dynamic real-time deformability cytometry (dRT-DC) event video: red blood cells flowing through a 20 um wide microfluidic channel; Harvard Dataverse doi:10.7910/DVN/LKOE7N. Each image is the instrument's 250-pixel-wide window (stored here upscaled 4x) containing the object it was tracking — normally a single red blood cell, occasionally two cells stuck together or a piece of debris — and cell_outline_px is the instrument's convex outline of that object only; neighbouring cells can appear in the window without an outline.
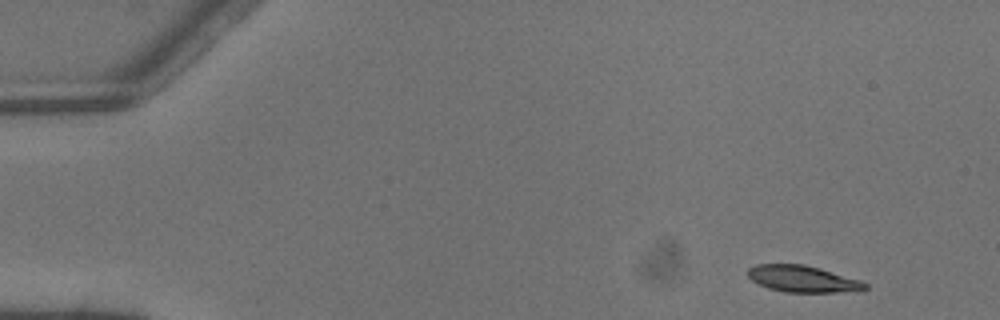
{"species": "common noctule bat (a hibernating species)", "species_latin": "Nyctalus noctula", "temperature_condition": "warm", "stored_images_in_passage": 4, "camera_frame_rate_fps": 3000, "um_per_image_px": 0.085, "animal": {"sex": "male", "body_mass_g": 13.3}, "frame": {"image": 1, "passage_image": 1, "time_ms": 0.0, "image_size_px": [1000, 320], "cell_outline_px": [[868, 288], [856, 292], [784, 292], [768, 288], [752, 280], [748, 276], [748, 268], [756, 264], [804, 264], [820, 268], [860, 280], [868, 284]], "centroid_in_image_um": [68.26, 23.71], "position_along_channel_um": 16.7, "area_um2": 18.26}}
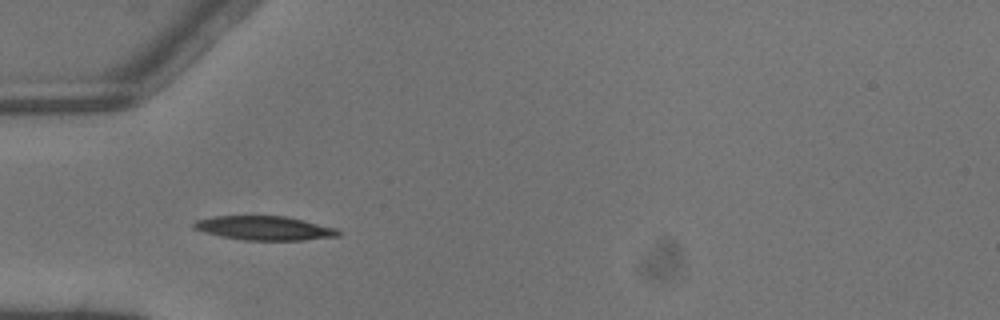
{"frame": {"image": 2, "passage_image": 4, "time_ms": 1.0, "image_size_px": [1000, 320], "cell_outline_px": [[340, 236], [304, 240], [244, 240], [220, 236], [204, 232], [192, 228], [192, 224], [196, 220], [212, 216], [284, 216], [304, 220], [336, 228], [340, 232]], "centroid_in_image_um": [22.45, 19.39], "position_along_channel_um": 62.5, "area_um2": 20.29}}